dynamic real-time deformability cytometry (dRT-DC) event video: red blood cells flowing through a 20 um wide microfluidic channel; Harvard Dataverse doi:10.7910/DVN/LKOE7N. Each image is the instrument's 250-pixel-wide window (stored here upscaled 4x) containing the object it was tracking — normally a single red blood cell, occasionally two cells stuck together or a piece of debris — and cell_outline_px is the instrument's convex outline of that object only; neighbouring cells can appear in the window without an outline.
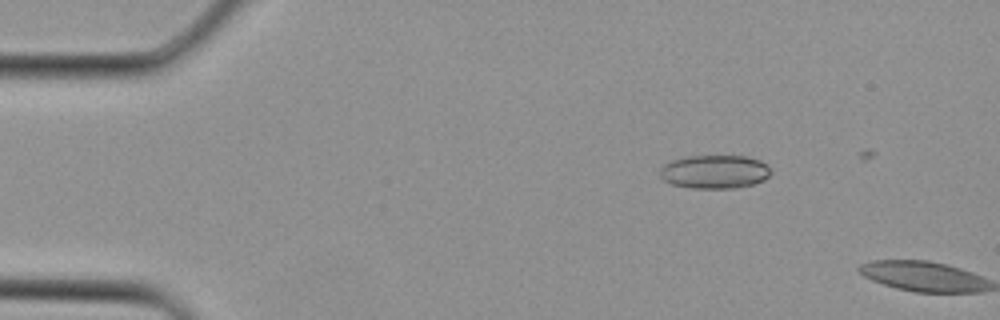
{"species": "Egyptian fruit bat (a non-hibernating species)", "species_latin": "Rousettus aegyptiacus", "temperature_condition": "cold", "stored_images_in_passage": 5, "camera_frame_rate_fps": 3000, "um_per_image_px": 0.085, "animal": {"sex": "female"}, "frame": {"image": 1, "passage_image": 2, "time_ms": 0.333, "image_size_px": [1000, 320], "cell_outline_px": [[772, 172], [764, 180], [752, 184], [736, 188], [692, 188], [672, 184], [664, 180], [660, 176], [660, 168], [664, 164], [672, 160], [688, 156], [744, 156], [760, 160]], "centroid_in_image_um": [60.72, 14.6], "position_along_channel_um": 24.3, "area_um2": 21.56}}